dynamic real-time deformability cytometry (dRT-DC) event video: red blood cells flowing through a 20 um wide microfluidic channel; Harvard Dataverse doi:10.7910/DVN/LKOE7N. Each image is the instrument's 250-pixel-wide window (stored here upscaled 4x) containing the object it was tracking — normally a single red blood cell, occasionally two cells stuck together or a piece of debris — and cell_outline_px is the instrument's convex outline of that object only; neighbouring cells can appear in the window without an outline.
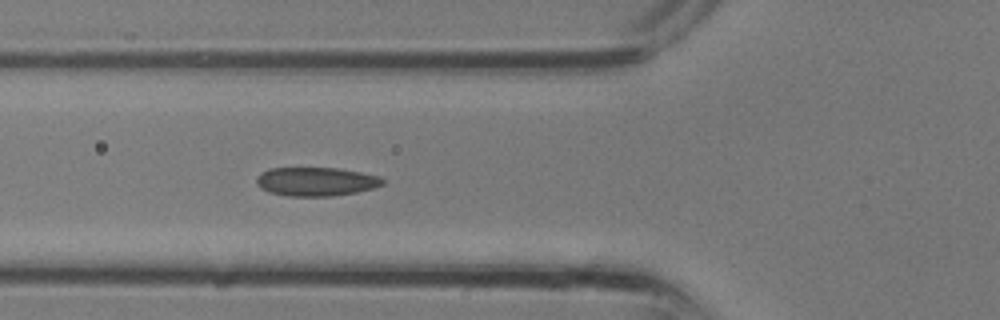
{"species": "common noctule bat (a hibernating species)", "species_latin": "Nyctalus noctula", "temperature_condition": "room temperature", "stored_images_in_passage": 9, "camera_frame_rate_fps": 3000, "um_per_image_px": 0.085, "animal": {"sex": "male", "body_mass_g": 13.3}, "frame": {"image": 1, "passage_image": 9, "time_ms": 2.667, "image_size_px": [1000, 320], "cell_outline_px": [[384, 184], [372, 188], [356, 192], [332, 196], [288, 196], [268, 192], [260, 188], [256, 184], [256, 176], [260, 172], [268, 168], [340, 168], [380, 176], [384, 180]], "centroid_in_image_um": [26.82, 15.43], "position_along_channel_um": 99.0, "area_um2": 21.33}}